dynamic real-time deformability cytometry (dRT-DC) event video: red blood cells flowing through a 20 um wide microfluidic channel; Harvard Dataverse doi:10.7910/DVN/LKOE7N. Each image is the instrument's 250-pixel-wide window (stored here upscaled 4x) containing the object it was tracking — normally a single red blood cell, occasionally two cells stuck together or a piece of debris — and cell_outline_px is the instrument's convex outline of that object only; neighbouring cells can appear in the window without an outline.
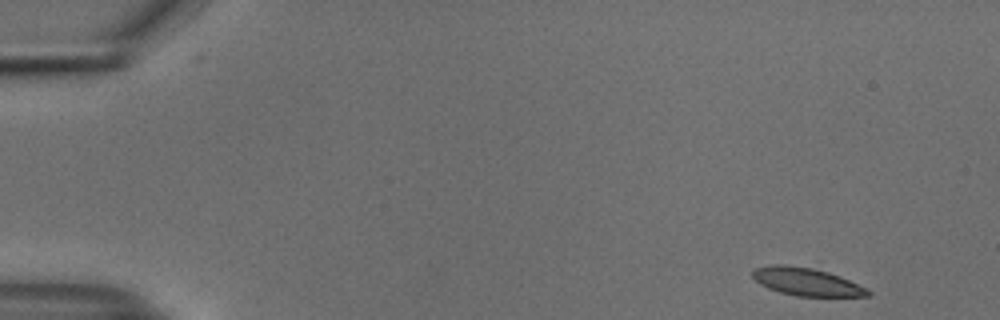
{"species": "common noctule bat (a hibernating species)", "species_latin": "Nyctalus noctula", "temperature_condition": "cold", "stored_images_in_passage": 51, "camera_frame_rate_fps": 3000, "um_per_image_px": 0.085, "animal": {"sex": "male", "body_mass_g": 18.8}, "frame": {"image": 1, "passage_image": 1, "time_ms": 0.0, "image_size_px": [1000, 320], "cell_outline_px": [[872, 296], [796, 296], [780, 292], [768, 288], [760, 284], [752, 276], [752, 268], [772, 264], [784, 264], [812, 268], [828, 272], [840, 276], [868, 288], [872, 292]], "centroid_in_image_um": [68.56, 23.94], "position_along_channel_um": 16.4, "area_um2": 18.84}}
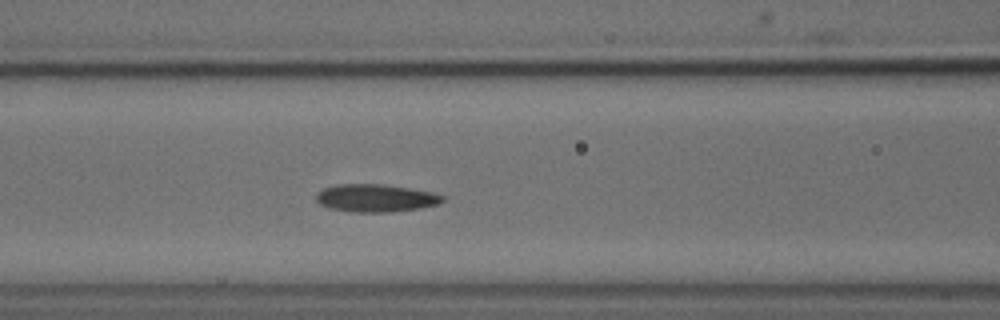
{"frame": {"image": 2, "passage_image": 20, "time_ms": 6.333, "image_size_px": [1000, 320], "cell_outline_px": [[444, 200], [440, 204], [420, 208], [392, 212], [356, 212], [328, 208], [320, 204], [316, 200], [316, 192], [324, 188], [340, 184], [384, 184], [432, 192], [444, 196]], "centroid_in_image_um": [31.94, 16.84], "position_along_channel_um": 134.7, "area_um2": 20.46}}
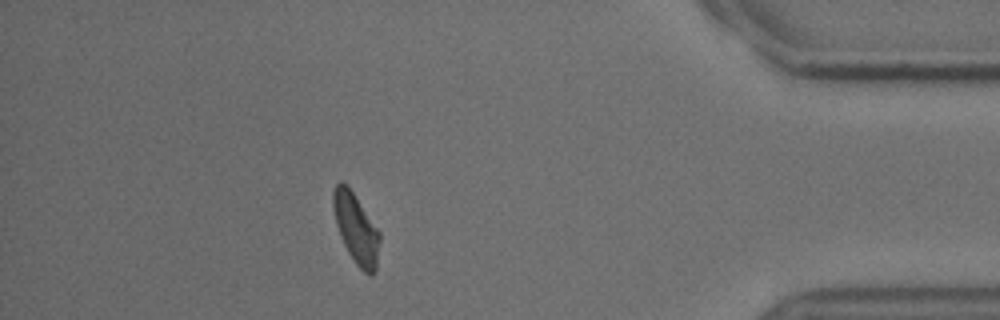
{"frame": {"image": 3, "passage_image": 45, "time_ms": 14.667, "image_size_px": [1000, 320], "cell_outline_px": [[380, 240], [376, 272], [372, 276], [368, 276], [356, 264], [348, 252], [340, 236], [336, 224], [332, 208], [332, 192], [336, 184], [340, 180], [352, 192], [380, 232]], "centroid_in_image_um": [30.26, 19.47], "position_along_channel_um": 404.9, "area_um2": 18.9}, "authors_computed_cell_mechanics": {"area_um2": 19.7098, "velocity_mm_per_s": 3.7241, "shape_relaxation_time_tau1_ms": 9.977, "shape_relaxation_time_tau2_ms": 1.7917, "deformation_change_tau1": 0.156, "deformation_change_tau2": 0.059}}